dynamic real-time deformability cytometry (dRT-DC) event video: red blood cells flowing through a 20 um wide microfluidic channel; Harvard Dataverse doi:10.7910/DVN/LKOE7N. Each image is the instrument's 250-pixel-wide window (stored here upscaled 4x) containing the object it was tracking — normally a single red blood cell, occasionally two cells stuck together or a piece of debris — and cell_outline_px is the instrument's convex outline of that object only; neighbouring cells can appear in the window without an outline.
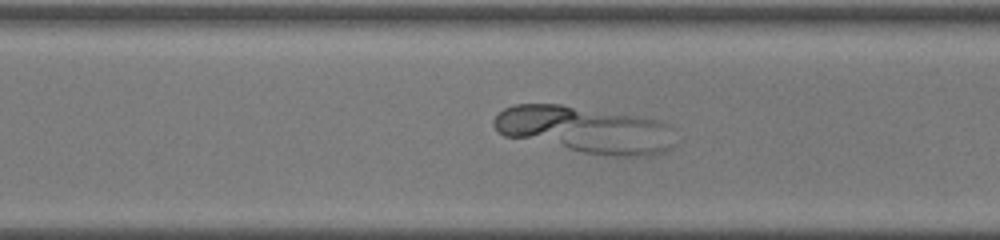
{"species": "common noctule bat (a hibernating species)", "species_latin": "Nyctalus noctula", "temperature_condition": "room temperature", "stored_images_in_passage": 45, "camera_frame_rate_fps": 3000, "um_per_image_px": 0.085, "animal": {"sex": "female", "body_mass_g": 22.0, "forearm_length_mm": 56.7}, "frame": {"image": 1, "passage_image": 39, "time_ms": 12.667, "image_size_px": [1000, 240], "cell_outline_px": [[680, 140], [672, 148], [664, 152], [648, 156], [616, 156], [584, 152], [568, 148], [564, 144], [564, 140]], "centroid_in_image_um": [52.86, 12.49], "position_along_channel_um": 317.7, "area_um2": 10.69}}